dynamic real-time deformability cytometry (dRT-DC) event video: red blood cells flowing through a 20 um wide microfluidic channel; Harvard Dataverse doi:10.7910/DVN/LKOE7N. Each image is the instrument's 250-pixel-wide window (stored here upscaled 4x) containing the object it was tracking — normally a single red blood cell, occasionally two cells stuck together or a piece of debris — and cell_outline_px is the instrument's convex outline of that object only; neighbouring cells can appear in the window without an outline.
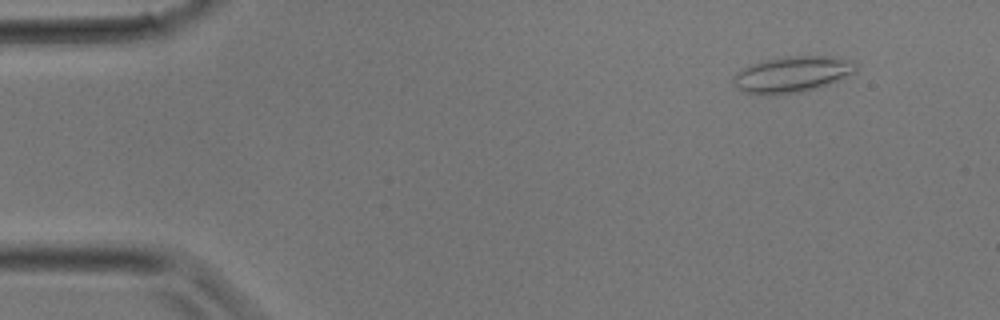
{"species": "common noctule bat (a hibernating species)", "species_latin": "Nyctalus noctula", "temperature_condition": "room temperature", "stored_images_in_passage": 31, "camera_frame_rate_fps": 3000, "um_per_image_px": 0.085, "animal": {"sex": "male", "body_mass_g": 17.9}, "frame": {"image": 1, "passage_image": 3, "time_ms": 0.667, "image_size_px": [1000, 320], "cell_outline_px": [[856, 68], [852, 72], [828, 84], [816, 88], [800, 92], [744, 92], [732, 80], [744, 68], [752, 64], [764, 60], [788, 56], [828, 56], [856, 60]], "centroid_in_image_um": [67.41, 6.26], "position_along_channel_um": 17.6, "area_um2": 24.51}}
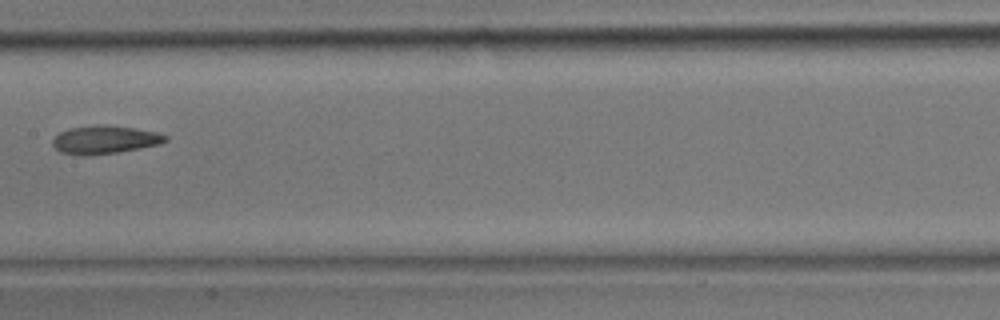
{"frame": {"image": 2, "passage_image": 16, "time_ms": 5.0, "image_size_px": [1000, 320], "cell_outline_px": [[168, 140], [160, 144], [120, 152], [60, 152], [52, 144], [52, 140], [60, 132], [68, 128], [132, 128], [156, 132], [168, 136]], "centroid_in_image_um": [8.99, 11.88], "position_along_channel_um": 198.4, "area_um2": 16.7}}
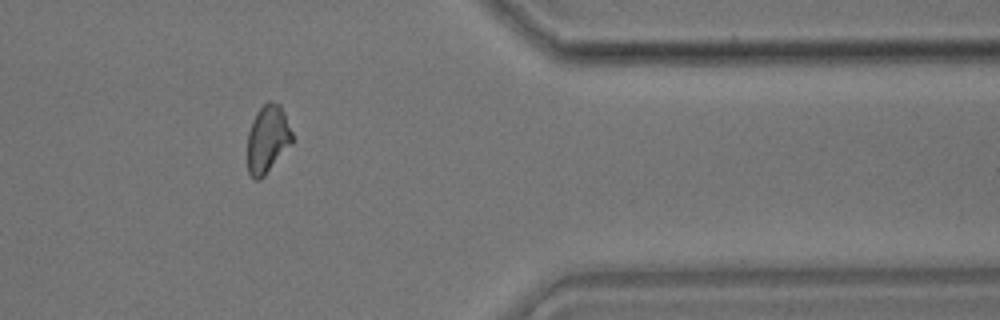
{"frame": {"image": 3, "passage_image": 26, "time_ms": 8.333, "image_size_px": [1000, 320], "cell_outline_px": [[292, 144], [264, 176], [260, 180], [256, 180], [248, 172], [248, 132], [252, 120], [256, 112], [268, 100], [272, 100], [280, 104], [284, 112], [292, 132]], "centroid_in_image_um": [22.75, 11.8], "position_along_channel_um": 388.7, "area_um2": 17.74}}